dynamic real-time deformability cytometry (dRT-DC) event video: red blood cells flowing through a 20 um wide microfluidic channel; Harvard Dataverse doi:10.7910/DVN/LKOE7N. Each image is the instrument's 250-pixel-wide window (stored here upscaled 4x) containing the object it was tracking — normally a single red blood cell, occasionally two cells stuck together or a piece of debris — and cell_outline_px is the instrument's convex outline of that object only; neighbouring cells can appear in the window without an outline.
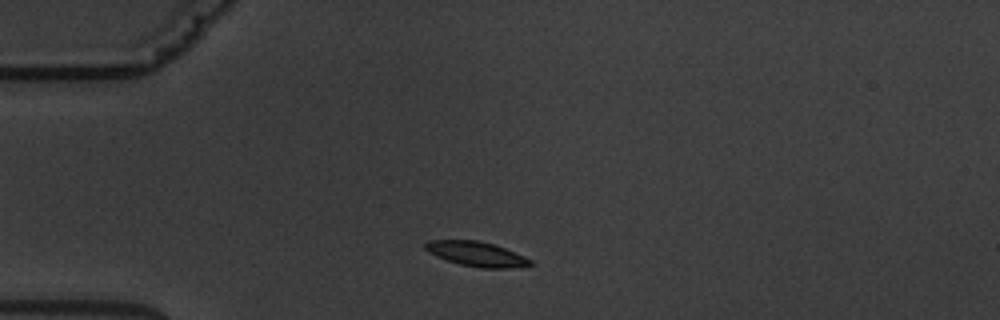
{"species": "common noctule bat (a hibernating species)", "species_latin": "Nyctalus noctula", "temperature_condition": "warm", "stored_images_in_passage": 2, "camera_frame_rate_fps": 3000, "um_per_image_px": 0.085, "animal": {"sex": "male", "body_mass_g": 19.5, "forearm_length_mm": 54.6}, "frame": {"image": 1, "passage_image": 1, "time_ms": 0.0, "image_size_px": [1000, 320], "cell_outline_px": [[536, 264], [508, 268], [480, 268], [460, 264], [436, 256], [428, 252], [424, 248], [424, 244], [428, 240], [476, 240], [492, 244], [504, 248], [524, 256], [532, 260]], "centroid_in_image_um": [40.49, 21.59], "position_along_channel_um": 44.5, "area_um2": 15.03}}